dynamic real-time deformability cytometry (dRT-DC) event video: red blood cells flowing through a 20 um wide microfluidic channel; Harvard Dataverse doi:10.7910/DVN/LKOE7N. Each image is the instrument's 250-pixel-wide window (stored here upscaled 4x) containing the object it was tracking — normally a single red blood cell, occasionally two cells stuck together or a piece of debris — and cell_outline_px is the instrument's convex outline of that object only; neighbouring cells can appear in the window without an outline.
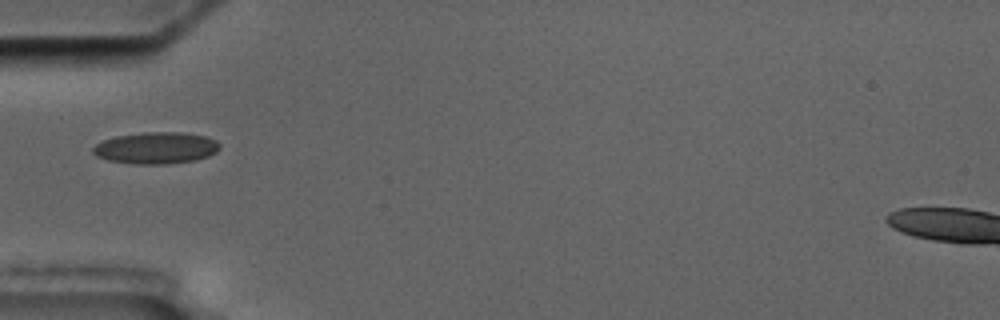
{"species": "common noctule bat (a hibernating species)", "species_latin": "Nyctalus noctula", "temperature_condition": "cold", "stored_images_in_passage": 3, "camera_frame_rate_fps": 3000, "um_per_image_px": 0.085, "animal": {"sex": "male", "body_mass_g": 17.5, "forearm_length_mm": 52.3}, "frame": {"image": 1, "passage_image": 1, "time_ms": 0.0, "image_size_px": [1000, 320], "cell_outline_px": [[220, 148], [216, 152], [208, 156], [196, 160], [164, 164], [136, 164], [108, 160], [96, 156], [92, 152], [92, 148], [96, 144], [104, 140], [116, 136], [144, 132], [180, 132], [204, 136], [216, 140], [220, 144]], "centroid_in_image_um": [13.26, 12.57], "position_along_channel_um": 71.7, "area_um2": 23.35}}
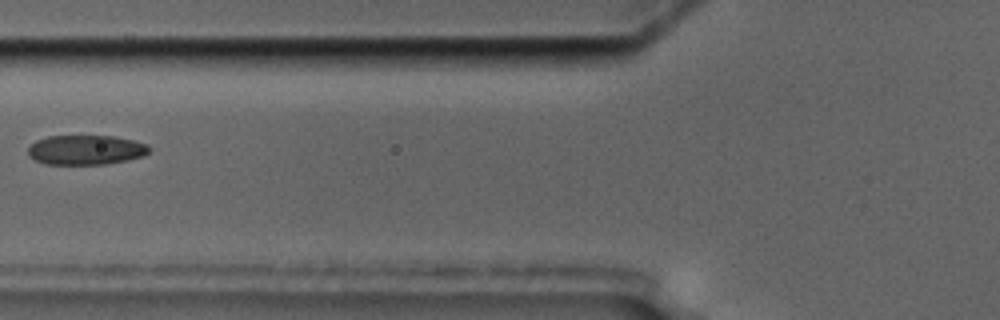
{"frame": {"image": 2, "passage_image": 2, "time_ms": 1.333, "image_size_px": [1000, 320], "cell_outline_px": [[152, 148], [144, 156], [128, 160], [108, 164], [44, 164], [28, 156], [28, 148], [36, 140], [48, 136], [116, 136], [148, 144]], "centroid_in_image_um": [7.32, 12.74], "position_along_channel_um": 118.5, "area_um2": 21.1}}